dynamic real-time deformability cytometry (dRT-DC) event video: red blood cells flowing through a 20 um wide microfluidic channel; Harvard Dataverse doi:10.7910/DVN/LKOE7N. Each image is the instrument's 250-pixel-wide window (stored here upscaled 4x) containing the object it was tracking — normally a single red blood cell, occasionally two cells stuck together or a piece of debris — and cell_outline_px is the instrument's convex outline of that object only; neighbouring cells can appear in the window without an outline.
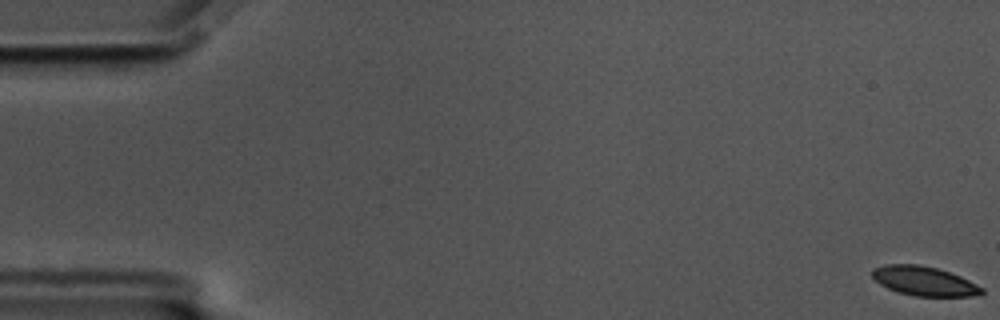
{"species": "common noctule bat (a hibernating species)", "species_latin": "Nyctalus noctula", "temperature_condition": "cold", "stored_images_in_passage": 58, "camera_frame_rate_fps": 3000, "um_per_image_px": 0.085, "animal": {"sex": "male", "body_mass_g": 17.5, "forearm_length_mm": 52.3}, "frame": {"image": 1, "passage_image": 1, "time_ms": 0.0, "image_size_px": [1000, 320], "cell_outline_px": [[984, 292], [972, 296], [916, 296], [896, 292], [880, 284], [872, 276], [872, 268], [884, 264], [920, 264], [936, 268], [960, 276], [984, 288]], "centroid_in_image_um": [78.52, 23.88], "position_along_channel_um": 6.5, "area_um2": 18.67}}
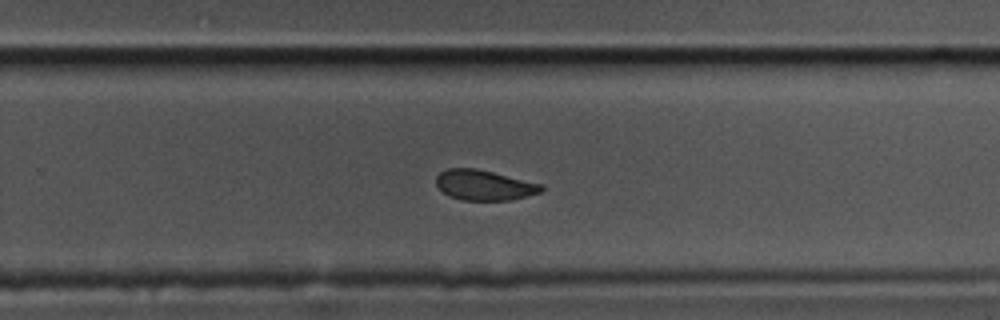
{"frame": {"image": 2, "passage_image": 38, "time_ms": 12.333, "image_size_px": [1000, 320], "cell_outline_px": [[544, 192], [508, 200], [460, 200], [448, 196], [436, 184], [436, 176], [440, 172], [448, 168], [476, 168], [544, 184]], "centroid_in_image_um": [41.18, 15.73], "position_along_channel_um": 288.6, "area_um2": 18.67}}
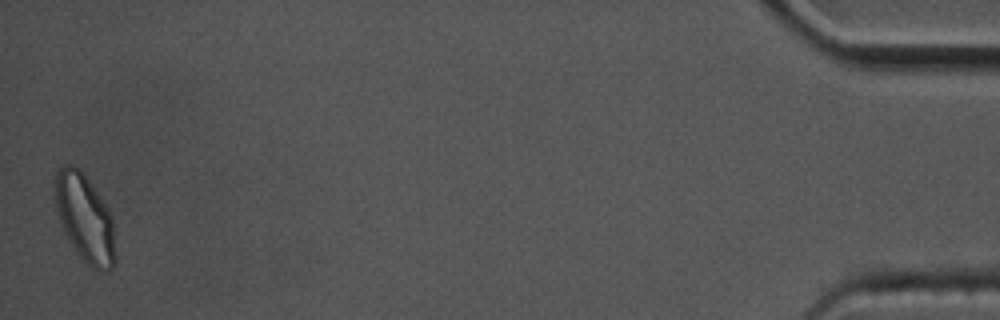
{"frame": {"image": 3, "passage_image": 58, "time_ms": 19.0, "image_size_px": [1000, 320], "cell_outline_px": [[116, 264], [112, 268], [104, 272], [100, 272], [92, 268], [76, 252], [64, 232], [56, 208], [56, 172], [64, 164], [72, 164], [80, 168], [108, 208], [112, 216], [116, 256]], "centroid_in_image_um": [7.25, 18.58], "position_along_channel_um": 428.0, "area_um2": 30.75}, "authors_computed_cell_mechanics": {"area_um2": 20.3167, "velocity_mm_per_s": 3.4874, "shape_relaxation_time_tau1_ms": 5.9533, "shape_relaxation_time_tau2_ms": 5.7478, "deformation_change_tau1": 0.1316, "deformation_change_tau2": 0.107}}